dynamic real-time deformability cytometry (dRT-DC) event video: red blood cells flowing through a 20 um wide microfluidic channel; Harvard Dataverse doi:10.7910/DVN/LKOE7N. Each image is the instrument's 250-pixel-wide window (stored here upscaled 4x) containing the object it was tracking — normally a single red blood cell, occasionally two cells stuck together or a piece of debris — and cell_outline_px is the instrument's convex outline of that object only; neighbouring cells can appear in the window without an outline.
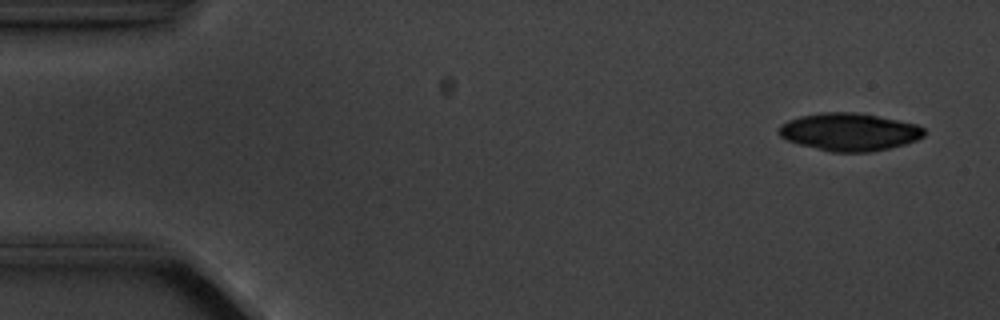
{"species": "common noctule bat (a hibernating species)", "species_latin": "Nyctalus noctula", "temperature_condition": "cold", "stored_images_in_passage": 5, "camera_frame_rate_fps": 3000, "um_per_image_px": 0.085, "animal": {"sex": "male", "body_mass_g": 20.1, "forearm_length_mm": 53.5}, "frame": {"image": 1, "passage_image": 1, "time_ms": 0.0, "image_size_px": [1000, 320], "cell_outline_px": [[924, 136], [916, 140], [904, 144], [872, 152], [832, 152], [784, 140], [776, 132], [780, 124], [788, 120], [800, 116], [820, 112], [856, 112], [916, 124], [924, 128]], "centroid_in_image_um": [72.14, 11.21], "position_along_channel_um": 12.9, "area_um2": 31.91}}